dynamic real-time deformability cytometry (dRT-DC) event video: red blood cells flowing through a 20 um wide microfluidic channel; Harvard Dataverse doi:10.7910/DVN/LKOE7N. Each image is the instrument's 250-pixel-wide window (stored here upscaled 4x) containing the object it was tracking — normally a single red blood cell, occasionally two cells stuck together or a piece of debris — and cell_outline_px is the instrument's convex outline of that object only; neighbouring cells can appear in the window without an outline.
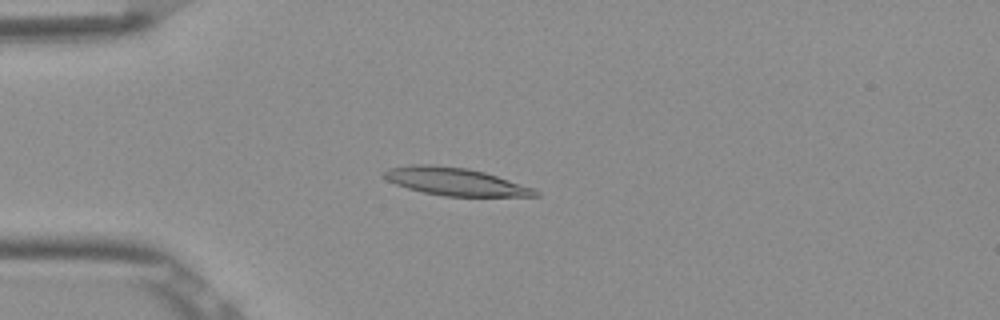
{"species": "Egyptian fruit bat (a non-hibernating species)", "species_latin": "Rousettus aegyptiacus", "temperature_condition": "room temperature", "stored_images_in_passage": 52, "camera_frame_rate_fps": 3000, "um_per_image_px": 0.085, "frame": {"image": 1, "passage_image": 13, "time_ms": 4.0, "image_size_px": [1000, 320], "cell_outline_px": [[540, 196], [444, 196], [424, 192], [408, 188], [396, 184], [380, 176], [380, 172], [388, 168], [412, 164], [432, 164], [468, 168], [484, 172], [532, 188], [540, 192]], "centroid_in_image_um": [38.61, 15.42], "position_along_channel_um": 46.4, "area_um2": 24.33}}
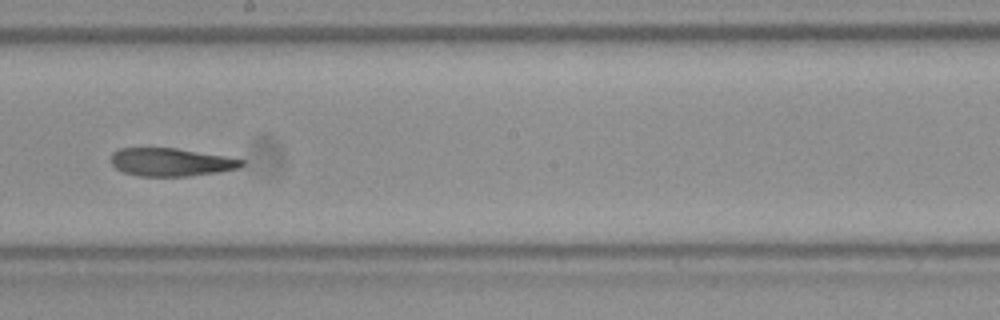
{"frame": {"image": 2, "passage_image": 29, "time_ms": 9.333, "image_size_px": [1000, 320], "cell_outline_px": [[244, 164], [240, 168], [216, 172], [188, 176], [140, 176], [124, 172], [116, 168], [112, 164], [112, 152], [120, 148], [176, 148], [224, 156], [244, 160]], "centroid_in_image_um": [14.53, 13.78], "position_along_channel_um": 233.7, "area_um2": 21.15}}
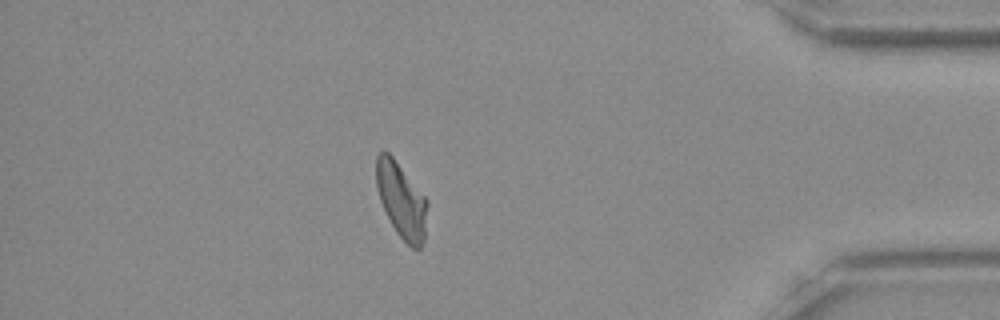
{"frame": {"image": 3, "passage_image": 45, "time_ms": 14.667, "image_size_px": [1000, 320], "cell_outline_px": [[428, 204], [424, 240], [420, 248], [412, 248], [396, 232], [380, 200], [376, 188], [376, 156], [384, 148], [392, 156], [428, 200]], "centroid_in_image_um": [34.12, 17.0], "position_along_channel_um": 401.1, "area_um2": 22.25}, "authors_computed_cell_mechanics": {"area_um2": 22.7732, "velocity_mm_per_s": 3.8637, "shape_relaxation_time_tau1_ms": null, "shape_relaxation_time_tau2_ms": 5.3614, "deformation_change_tau1": null, "deformation_change_tau2": 0.1238}}